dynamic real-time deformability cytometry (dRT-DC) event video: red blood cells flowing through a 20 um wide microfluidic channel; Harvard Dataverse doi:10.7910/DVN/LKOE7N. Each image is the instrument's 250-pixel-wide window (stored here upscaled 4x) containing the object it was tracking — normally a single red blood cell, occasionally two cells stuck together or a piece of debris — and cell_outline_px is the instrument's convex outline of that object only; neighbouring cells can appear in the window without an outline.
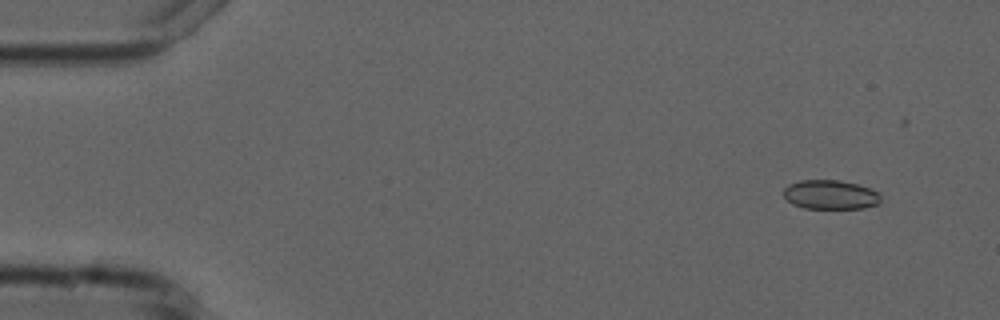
{"species": "common noctule bat (a hibernating species)", "species_latin": "Nyctalus noctula", "temperature_condition": "cold", "stored_images_in_passage": 5, "camera_frame_rate_fps": 3000, "um_per_image_px": 0.085, "animal": {"sex": "male", "forearm_length_mm": 52.5}, "frame": {"image": 1, "passage_image": 1, "time_ms": 0.0, "image_size_px": [1000, 320], "cell_outline_px": [[880, 204], [864, 208], [804, 208], [792, 204], [784, 196], [784, 188], [788, 184], [800, 180], [840, 180], [856, 184], [868, 188], [876, 192], [880, 196]], "centroid_in_image_um": [70.56, 16.55], "position_along_channel_um": 14.4, "area_um2": 16.47}}
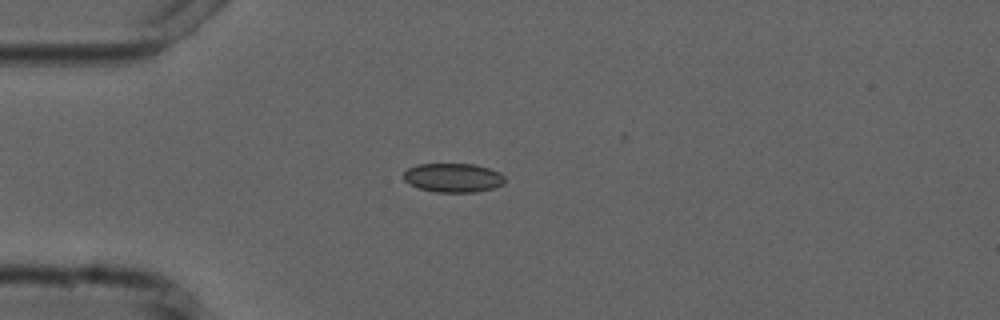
{"frame": {"image": 2, "passage_image": 3, "time_ms": 3.333, "image_size_px": [1000, 320], "cell_outline_px": [[504, 184], [492, 188], [476, 192], [436, 192], [420, 188], [408, 184], [404, 180], [404, 172], [408, 168], [416, 164], [476, 164], [500, 172], [504, 176]], "centroid_in_image_um": [38.51, 15.1], "position_along_channel_um": 46.5, "area_um2": 17.17}}
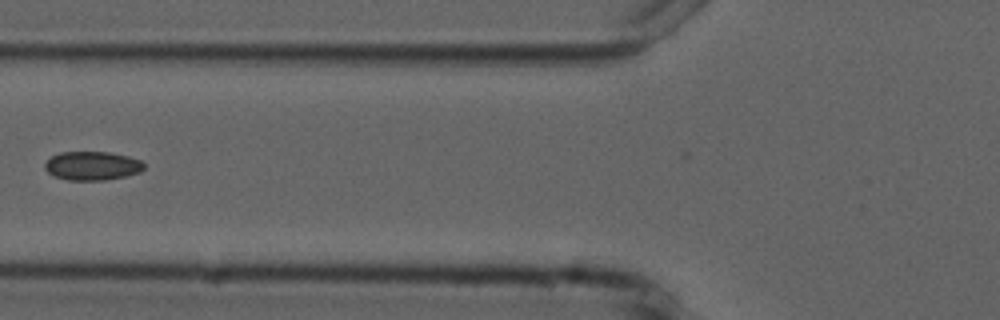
{"frame": {"image": 3, "passage_image": 5, "time_ms": 5.667, "image_size_px": [1000, 320], "cell_outline_px": [[144, 168], [140, 172], [124, 176], [104, 180], [68, 180], [52, 176], [44, 168], [44, 164], [52, 156], [60, 152], [108, 152], [128, 156], [140, 160], [144, 164]], "centroid_in_image_um": [7.81, 14.09], "position_along_channel_um": 118.0, "area_um2": 16.59}}